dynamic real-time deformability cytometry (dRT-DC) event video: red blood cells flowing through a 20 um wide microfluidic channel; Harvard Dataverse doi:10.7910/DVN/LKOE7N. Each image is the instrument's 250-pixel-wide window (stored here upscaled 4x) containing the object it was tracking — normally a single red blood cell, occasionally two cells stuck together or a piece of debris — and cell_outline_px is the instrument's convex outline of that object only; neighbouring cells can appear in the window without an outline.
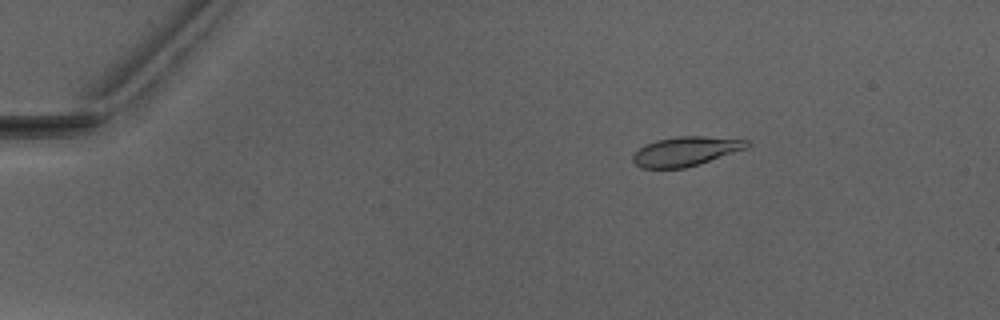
{"species": "Egyptian fruit bat (a non-hibernating species)", "species_latin": "Rousettus aegyptiacus", "temperature_condition": "warm", "stored_images_in_passage": 44, "camera_frame_rate_fps": 3000, "um_per_image_px": 0.085, "animal": {"sex": "male"}, "frame": {"image": 1, "passage_image": 1, "time_ms": 0.0, "image_size_px": [1000, 320], "cell_outline_px": [[752, 144], [748, 148], [684, 168], [640, 168], [632, 160], [632, 156], [644, 144], [656, 140], [676, 136], [704, 136], [748, 140]], "centroid_in_image_um": [58.28, 12.85], "position_along_channel_um": 26.7, "area_um2": 19.42}}
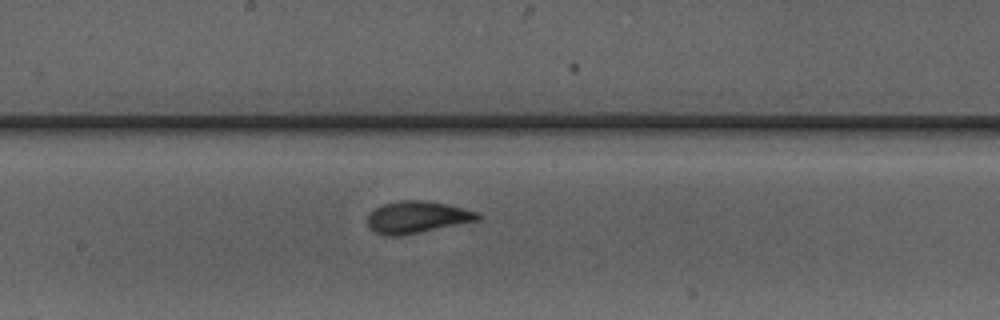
{"frame": {"image": 2, "passage_image": 21, "time_ms": 6.667, "image_size_px": [1000, 320], "cell_outline_px": [[480, 220], [400, 236], [384, 236], [376, 232], [368, 224], [368, 212], [384, 204], [400, 200], [420, 200], [444, 204], [464, 208], [476, 212], [480, 216]], "centroid_in_image_um": [35.43, 18.46], "position_along_channel_um": 212.8, "area_um2": 20.29}}
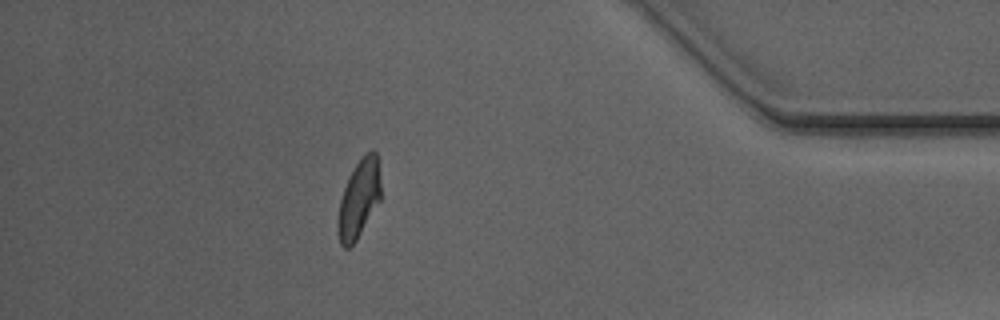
{"frame": {"image": 3, "passage_image": 38, "time_ms": 12.333, "image_size_px": [1000, 320], "cell_outline_px": [[380, 200], [356, 240], [348, 248], [344, 248], [340, 244], [336, 224], [336, 220], [340, 200], [344, 188], [360, 156], [364, 152], [372, 148], [376, 152], [380, 180]], "centroid_in_image_um": [30.49, 16.89], "position_along_channel_um": 404.7, "area_um2": 19.48}, "authors_computed_cell_mechanics": {"area_um2": 19.9988, "velocity_mm_per_s": 4.0764, "shape_relaxation_time_tau1_ms": 3.146, "shape_relaxation_time_tau2_ms": 0.7609, "deformation_change_tau1": 0.1394, "deformation_change_tau2": 0.0403}}